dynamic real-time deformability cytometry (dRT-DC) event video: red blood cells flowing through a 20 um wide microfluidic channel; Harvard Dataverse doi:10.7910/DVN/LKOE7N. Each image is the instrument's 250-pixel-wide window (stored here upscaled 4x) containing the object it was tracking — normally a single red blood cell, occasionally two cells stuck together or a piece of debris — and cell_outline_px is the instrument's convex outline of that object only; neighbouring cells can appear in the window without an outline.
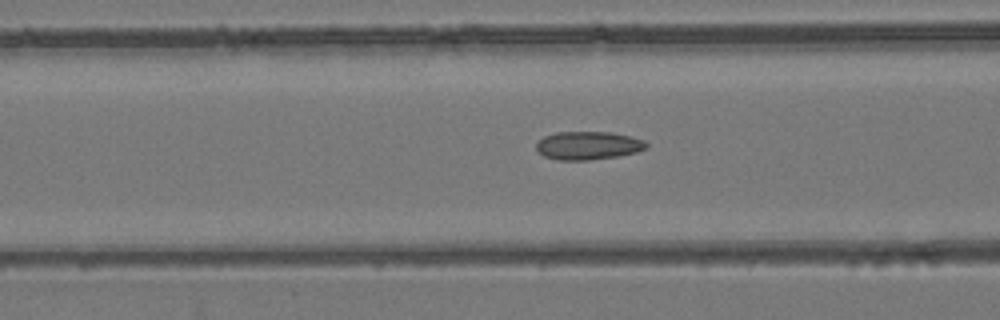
{"species": "common noctule bat (a hibernating species)", "species_latin": "Nyctalus noctula", "temperature_condition": "room temperature", "stored_images_in_passage": 49, "camera_frame_rate_fps": 3000, "um_per_image_px": 0.085, "animal": {"sex": "female", "body_mass_g": 24.6, "forearm_length_mm": 56.2}, "frame": {"image": 1, "passage_image": 16, "time_ms": 5.0, "image_size_px": [1000, 320], "cell_outline_px": [[648, 148], [636, 152], [620, 156], [588, 160], [560, 160], [544, 156], [536, 152], [536, 144], [544, 136], [556, 132], [612, 132], [644, 140], [648, 144]], "centroid_in_image_um": [49.99, 12.37], "position_along_channel_um": 116.6, "area_um2": 18.21}}
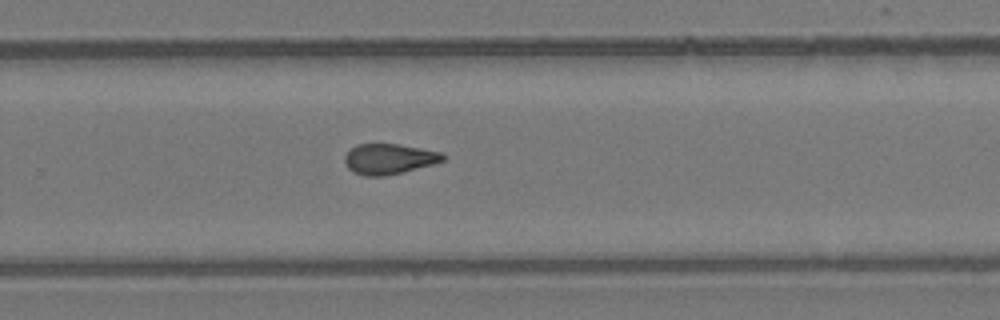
{"frame": {"image": 2, "passage_image": 30, "time_ms": 9.667, "image_size_px": [1000, 320], "cell_outline_px": [[444, 160], [432, 164], [384, 176], [364, 176], [352, 172], [348, 168], [344, 160], [344, 156], [356, 144], [400, 144], [440, 152], [444, 156]], "centroid_in_image_um": [33.01, 13.5], "position_along_channel_um": 296.8, "area_um2": 17.17}}
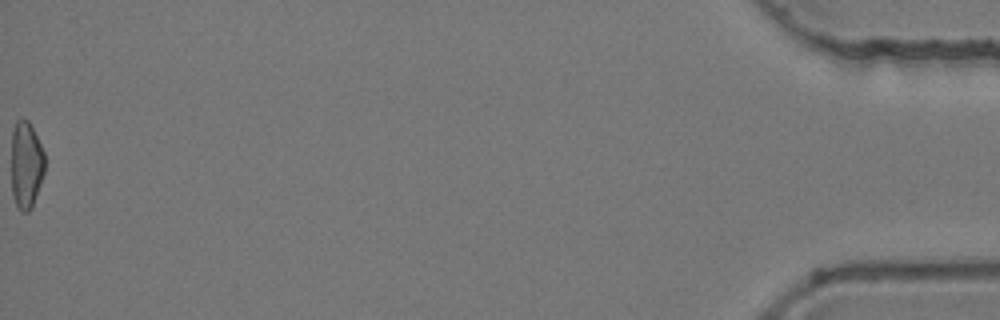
{"frame": {"image": 3, "passage_image": 49, "time_ms": 16.0, "image_size_px": [1000, 320], "cell_outline_px": [[44, 172], [32, 208], [28, 212], [20, 212], [16, 208], [12, 192], [12, 128], [16, 120], [28, 120], [44, 152]], "centroid_in_image_um": [2.21, 14.06], "position_along_channel_um": 433.0, "area_um2": 16.94}, "authors_computed_cell_mechanics": {"area_um2": 17.6868, "velocity_mm_per_s": 3.8642, "shape_relaxation_time_tau1_ms": null, "shape_relaxation_time_tau2_ms": 2.8279, "deformation_change_tau1": null, "deformation_change_tau2": 0.1018}}